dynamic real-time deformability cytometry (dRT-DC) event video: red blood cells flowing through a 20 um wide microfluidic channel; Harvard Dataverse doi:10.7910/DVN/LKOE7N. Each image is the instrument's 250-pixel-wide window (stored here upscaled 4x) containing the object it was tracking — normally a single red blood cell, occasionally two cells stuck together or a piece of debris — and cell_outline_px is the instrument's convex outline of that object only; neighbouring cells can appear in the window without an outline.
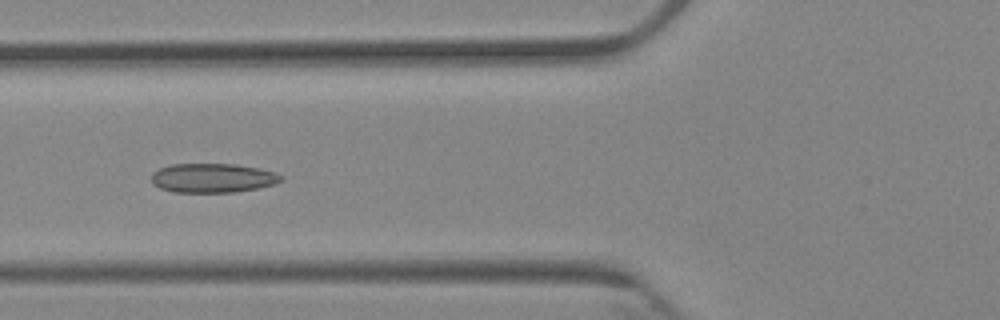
{"species": "Egyptian fruit bat (a non-hibernating species)", "species_latin": "Rousettus aegyptiacus", "temperature_condition": "cold", "stored_images_in_passage": 7, "camera_frame_rate_fps": 3000, "um_per_image_px": 0.085, "animal": {"sex": "female"}, "frame": {"image": 1, "passage_image": 5, "time_ms": 5.333, "image_size_px": [1000, 320], "cell_outline_px": [[284, 180], [276, 184], [260, 188], [232, 192], [176, 192], [160, 188], [152, 184], [152, 172], [160, 168], [172, 164], [236, 164], [260, 168], [276, 172], [284, 176]], "centroid_in_image_um": [18.14, 15.12], "position_along_channel_um": 107.7, "area_um2": 22.31}}
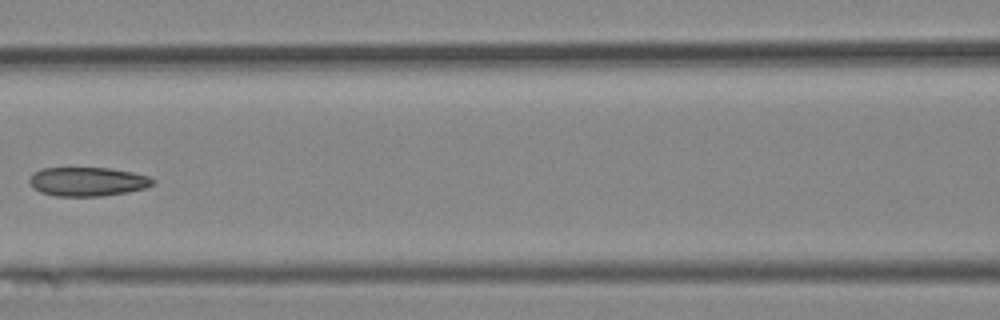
{"frame": {"image": 2, "passage_image": 6, "time_ms": 6.667, "image_size_px": [1000, 320], "cell_outline_px": [[156, 184], [144, 188], [128, 192], [104, 196], [56, 196], [40, 192], [32, 188], [28, 180], [32, 172], [40, 168], [112, 168], [132, 172], [148, 176], [156, 180]], "centroid_in_image_um": [7.43, 15.43], "position_along_channel_um": 159.2, "area_um2": 21.15}}
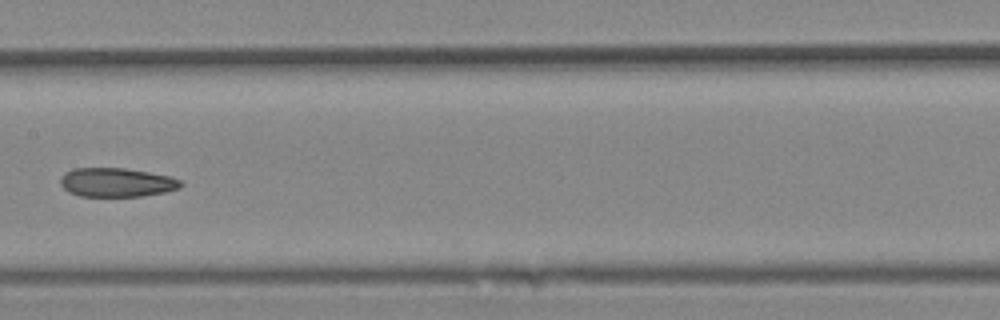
{"frame": {"image": 3, "passage_image": 7, "time_ms": 7.667, "image_size_px": [1000, 320], "cell_outline_px": [[184, 184], [180, 188], [164, 192], [140, 196], [80, 196], [68, 192], [60, 184], [60, 176], [64, 172], [72, 168], [124, 168], [148, 172], [168, 176], [180, 180]], "centroid_in_image_um": [9.87, 15.5], "position_along_channel_um": 197.5, "area_um2": 20.35}}